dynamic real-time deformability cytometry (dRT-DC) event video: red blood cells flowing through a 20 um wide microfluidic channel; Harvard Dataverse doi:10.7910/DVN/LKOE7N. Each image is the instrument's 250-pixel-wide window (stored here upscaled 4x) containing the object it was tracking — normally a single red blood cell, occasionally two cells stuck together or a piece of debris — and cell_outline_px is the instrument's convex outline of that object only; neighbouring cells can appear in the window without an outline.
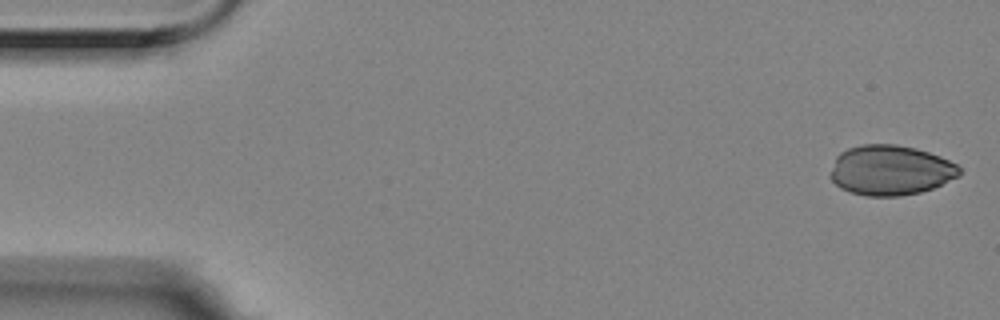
{"species": "Egyptian fruit bat (a non-hibernating species)", "species_latin": "Rousettus aegyptiacus", "temperature_condition": "room temperature", "stored_images_in_passage": 5, "camera_frame_rate_fps": 3000, "um_per_image_px": 0.085, "animal": {"sex": "female"}, "frame": {"image": 1, "passage_image": 1, "time_ms": 0.0, "image_size_px": [1000, 320], "cell_outline_px": [[960, 176], [932, 188], [920, 192], [900, 196], [864, 196], [848, 192], [840, 188], [828, 176], [836, 156], [840, 152], [848, 148], [864, 144], [896, 144], [916, 148], [940, 156], [956, 164], [960, 168]], "centroid_in_image_um": [75.66, 14.47], "position_along_channel_um": 9.3, "area_um2": 37.86}}